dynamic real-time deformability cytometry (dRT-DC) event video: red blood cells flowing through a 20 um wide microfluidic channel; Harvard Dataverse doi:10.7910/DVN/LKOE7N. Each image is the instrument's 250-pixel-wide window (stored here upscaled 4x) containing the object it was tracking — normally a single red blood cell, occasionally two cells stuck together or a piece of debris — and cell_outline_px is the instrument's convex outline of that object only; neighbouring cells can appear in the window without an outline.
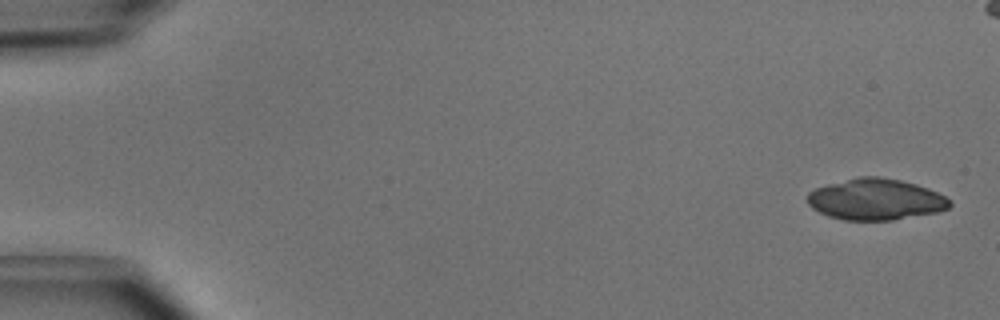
{"species": "common noctule bat (a hibernating species)", "species_latin": "Nyctalus noctula", "temperature_condition": "cold", "stored_images_in_passage": 8, "camera_frame_rate_fps": 3000, "um_per_image_px": 0.085, "animal": {"sex": "male", "body_mass_g": 15.6}, "frame": {"image": 1, "passage_image": 1, "time_ms": 0.0, "image_size_px": [1000, 320], "cell_outline_px": [[952, 204], [948, 208], [936, 212], [892, 220], [844, 220], [828, 216], [812, 208], [808, 204], [808, 192], [816, 188], [828, 184], [860, 176], [880, 176], [900, 180], [916, 184], [928, 188], [944, 196]], "centroid_in_image_um": [74.41, 16.94], "position_along_channel_um": 10.6, "area_um2": 33.99}}
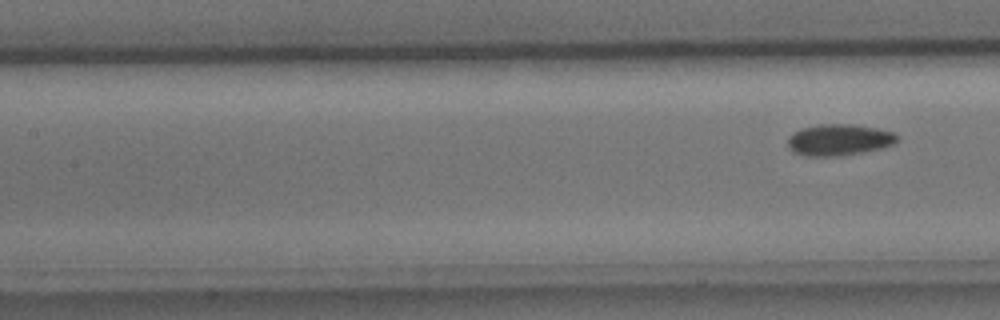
{"frame": {"image": 2, "passage_image": 8, "time_ms": 2.333, "image_size_px": [1000, 320], "cell_outline_px": [[900, 140], [896, 144], [880, 148], [840, 156], [804, 156], [792, 152], [788, 148], [788, 136], [800, 128], [820, 124], [852, 124], [876, 128], [892, 132]], "centroid_in_image_um": [71.28, 11.89], "position_along_channel_um": 136.1, "area_um2": 20.11}}